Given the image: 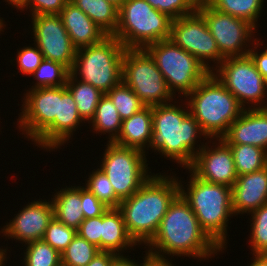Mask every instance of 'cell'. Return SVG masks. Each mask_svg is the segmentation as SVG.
<instances>
[{
  "label": "cell",
  "mask_w": 267,
  "mask_h": 266,
  "mask_svg": "<svg viewBox=\"0 0 267 266\" xmlns=\"http://www.w3.org/2000/svg\"><path fill=\"white\" fill-rule=\"evenodd\" d=\"M152 126L150 154L156 152V156L167 158L183 170L193 163L195 155L209 140L190 114L184 98L152 107Z\"/></svg>",
  "instance_id": "cell-1"
},
{
  "label": "cell",
  "mask_w": 267,
  "mask_h": 266,
  "mask_svg": "<svg viewBox=\"0 0 267 266\" xmlns=\"http://www.w3.org/2000/svg\"><path fill=\"white\" fill-rule=\"evenodd\" d=\"M140 248L163 257H192L200 262H209L223 253L202 230L193 210L180 194L170 204L156 235Z\"/></svg>",
  "instance_id": "cell-2"
},
{
  "label": "cell",
  "mask_w": 267,
  "mask_h": 266,
  "mask_svg": "<svg viewBox=\"0 0 267 266\" xmlns=\"http://www.w3.org/2000/svg\"><path fill=\"white\" fill-rule=\"evenodd\" d=\"M168 171L153 173L140 189L120 202L118 209L126 230L139 247L153 239L170 204L179 195L176 171Z\"/></svg>",
  "instance_id": "cell-3"
},
{
  "label": "cell",
  "mask_w": 267,
  "mask_h": 266,
  "mask_svg": "<svg viewBox=\"0 0 267 266\" xmlns=\"http://www.w3.org/2000/svg\"><path fill=\"white\" fill-rule=\"evenodd\" d=\"M185 170L184 174L188 170L187 182L181 176H177L179 194L193 210L202 230L224 253L229 244V221L235 217L231 187L206 182L196 177L188 168Z\"/></svg>",
  "instance_id": "cell-4"
},
{
  "label": "cell",
  "mask_w": 267,
  "mask_h": 266,
  "mask_svg": "<svg viewBox=\"0 0 267 266\" xmlns=\"http://www.w3.org/2000/svg\"><path fill=\"white\" fill-rule=\"evenodd\" d=\"M190 114L209 139L222 138L244 108L210 72L185 98Z\"/></svg>",
  "instance_id": "cell-5"
},
{
  "label": "cell",
  "mask_w": 267,
  "mask_h": 266,
  "mask_svg": "<svg viewBox=\"0 0 267 266\" xmlns=\"http://www.w3.org/2000/svg\"><path fill=\"white\" fill-rule=\"evenodd\" d=\"M126 48L114 36L76 50L69 73L106 94L122 81V61Z\"/></svg>",
  "instance_id": "cell-6"
},
{
  "label": "cell",
  "mask_w": 267,
  "mask_h": 266,
  "mask_svg": "<svg viewBox=\"0 0 267 266\" xmlns=\"http://www.w3.org/2000/svg\"><path fill=\"white\" fill-rule=\"evenodd\" d=\"M172 20L146 0H125L119 9L113 36L126 49H145L150 44L170 39Z\"/></svg>",
  "instance_id": "cell-7"
},
{
  "label": "cell",
  "mask_w": 267,
  "mask_h": 266,
  "mask_svg": "<svg viewBox=\"0 0 267 266\" xmlns=\"http://www.w3.org/2000/svg\"><path fill=\"white\" fill-rule=\"evenodd\" d=\"M145 50L154 59L175 98H185L210 73L171 39L150 44Z\"/></svg>",
  "instance_id": "cell-8"
},
{
  "label": "cell",
  "mask_w": 267,
  "mask_h": 266,
  "mask_svg": "<svg viewBox=\"0 0 267 266\" xmlns=\"http://www.w3.org/2000/svg\"><path fill=\"white\" fill-rule=\"evenodd\" d=\"M98 167L107 175L115 195L122 201L132 196L154 173L149 157L141 150L123 147L113 142L102 144ZM102 157V158H101ZM148 162V163H147Z\"/></svg>",
  "instance_id": "cell-9"
},
{
  "label": "cell",
  "mask_w": 267,
  "mask_h": 266,
  "mask_svg": "<svg viewBox=\"0 0 267 266\" xmlns=\"http://www.w3.org/2000/svg\"><path fill=\"white\" fill-rule=\"evenodd\" d=\"M122 81L145 107L166 104L175 99L154 59L145 49H126L122 61Z\"/></svg>",
  "instance_id": "cell-10"
},
{
  "label": "cell",
  "mask_w": 267,
  "mask_h": 266,
  "mask_svg": "<svg viewBox=\"0 0 267 266\" xmlns=\"http://www.w3.org/2000/svg\"><path fill=\"white\" fill-rule=\"evenodd\" d=\"M213 73L244 109L267 108V83L249 54L224 58Z\"/></svg>",
  "instance_id": "cell-11"
},
{
  "label": "cell",
  "mask_w": 267,
  "mask_h": 266,
  "mask_svg": "<svg viewBox=\"0 0 267 266\" xmlns=\"http://www.w3.org/2000/svg\"><path fill=\"white\" fill-rule=\"evenodd\" d=\"M197 11L206 21L210 33L216 40L219 52L224 58L247 55L259 39L260 34L252 24L230 14L219 12L205 0H199Z\"/></svg>",
  "instance_id": "cell-12"
},
{
  "label": "cell",
  "mask_w": 267,
  "mask_h": 266,
  "mask_svg": "<svg viewBox=\"0 0 267 266\" xmlns=\"http://www.w3.org/2000/svg\"><path fill=\"white\" fill-rule=\"evenodd\" d=\"M170 39L192 54L209 72H213L224 59L206 21L197 10L172 20Z\"/></svg>",
  "instance_id": "cell-13"
},
{
  "label": "cell",
  "mask_w": 267,
  "mask_h": 266,
  "mask_svg": "<svg viewBox=\"0 0 267 266\" xmlns=\"http://www.w3.org/2000/svg\"><path fill=\"white\" fill-rule=\"evenodd\" d=\"M17 122L13 124L27 141L33 142L58 116L59 87L24 89Z\"/></svg>",
  "instance_id": "cell-14"
},
{
  "label": "cell",
  "mask_w": 267,
  "mask_h": 266,
  "mask_svg": "<svg viewBox=\"0 0 267 266\" xmlns=\"http://www.w3.org/2000/svg\"><path fill=\"white\" fill-rule=\"evenodd\" d=\"M31 20L29 38H33L43 54L44 59L61 63L69 71L72 69L76 49L74 48L70 36L63 25L59 14H46L29 16ZM32 30V31H31Z\"/></svg>",
  "instance_id": "cell-15"
},
{
  "label": "cell",
  "mask_w": 267,
  "mask_h": 266,
  "mask_svg": "<svg viewBox=\"0 0 267 266\" xmlns=\"http://www.w3.org/2000/svg\"><path fill=\"white\" fill-rule=\"evenodd\" d=\"M20 206L16 214L5 222V225L0 226V236H3L8 243L12 239L15 243H20L23 246L26 243L42 240L49 222L54 217V209L50 197L42 199L39 196L31 202ZM8 239V240H7ZM22 244V245H21Z\"/></svg>",
  "instance_id": "cell-16"
},
{
  "label": "cell",
  "mask_w": 267,
  "mask_h": 266,
  "mask_svg": "<svg viewBox=\"0 0 267 266\" xmlns=\"http://www.w3.org/2000/svg\"><path fill=\"white\" fill-rule=\"evenodd\" d=\"M188 169L201 180L229 187L238 177L233 153L222 138L207 140Z\"/></svg>",
  "instance_id": "cell-17"
},
{
  "label": "cell",
  "mask_w": 267,
  "mask_h": 266,
  "mask_svg": "<svg viewBox=\"0 0 267 266\" xmlns=\"http://www.w3.org/2000/svg\"><path fill=\"white\" fill-rule=\"evenodd\" d=\"M86 122L80 117L75 100L66 88L59 87V108L55 120L33 141L37 149L45 152H57L61 147L71 144L76 131ZM73 138V139H72ZM59 149V150H58Z\"/></svg>",
  "instance_id": "cell-18"
},
{
  "label": "cell",
  "mask_w": 267,
  "mask_h": 266,
  "mask_svg": "<svg viewBox=\"0 0 267 266\" xmlns=\"http://www.w3.org/2000/svg\"><path fill=\"white\" fill-rule=\"evenodd\" d=\"M232 209L238 215L251 214L267 203V167L237 177L231 187ZM237 215V216H236Z\"/></svg>",
  "instance_id": "cell-19"
},
{
  "label": "cell",
  "mask_w": 267,
  "mask_h": 266,
  "mask_svg": "<svg viewBox=\"0 0 267 266\" xmlns=\"http://www.w3.org/2000/svg\"><path fill=\"white\" fill-rule=\"evenodd\" d=\"M222 139L227 144H248L267 151V108L244 109Z\"/></svg>",
  "instance_id": "cell-20"
},
{
  "label": "cell",
  "mask_w": 267,
  "mask_h": 266,
  "mask_svg": "<svg viewBox=\"0 0 267 266\" xmlns=\"http://www.w3.org/2000/svg\"><path fill=\"white\" fill-rule=\"evenodd\" d=\"M76 50L101 42L108 35L70 1L59 14Z\"/></svg>",
  "instance_id": "cell-21"
},
{
  "label": "cell",
  "mask_w": 267,
  "mask_h": 266,
  "mask_svg": "<svg viewBox=\"0 0 267 266\" xmlns=\"http://www.w3.org/2000/svg\"><path fill=\"white\" fill-rule=\"evenodd\" d=\"M152 133V107H144L130 118L122 120L120 133L113 143L148 154Z\"/></svg>",
  "instance_id": "cell-22"
},
{
  "label": "cell",
  "mask_w": 267,
  "mask_h": 266,
  "mask_svg": "<svg viewBox=\"0 0 267 266\" xmlns=\"http://www.w3.org/2000/svg\"><path fill=\"white\" fill-rule=\"evenodd\" d=\"M139 246L129 236L122 212L118 208H109L101 215V251L116 254H129Z\"/></svg>",
  "instance_id": "cell-23"
},
{
  "label": "cell",
  "mask_w": 267,
  "mask_h": 266,
  "mask_svg": "<svg viewBox=\"0 0 267 266\" xmlns=\"http://www.w3.org/2000/svg\"><path fill=\"white\" fill-rule=\"evenodd\" d=\"M80 184L71 183L69 186L60 188L56 186L55 192H51V202L54 209V217L66 226L75 229L80 227L85 219L81 204V182ZM58 190V191H57Z\"/></svg>",
  "instance_id": "cell-24"
},
{
  "label": "cell",
  "mask_w": 267,
  "mask_h": 266,
  "mask_svg": "<svg viewBox=\"0 0 267 266\" xmlns=\"http://www.w3.org/2000/svg\"><path fill=\"white\" fill-rule=\"evenodd\" d=\"M90 133L101 137L106 136L107 142H113L119 135L122 125V119L107 94H104L97 107L94 117L90 120ZM92 129V130H91ZM108 133V134H107Z\"/></svg>",
  "instance_id": "cell-25"
},
{
  "label": "cell",
  "mask_w": 267,
  "mask_h": 266,
  "mask_svg": "<svg viewBox=\"0 0 267 266\" xmlns=\"http://www.w3.org/2000/svg\"><path fill=\"white\" fill-rule=\"evenodd\" d=\"M82 10L108 36H113L118 25L119 10L106 0H69Z\"/></svg>",
  "instance_id": "cell-26"
},
{
  "label": "cell",
  "mask_w": 267,
  "mask_h": 266,
  "mask_svg": "<svg viewBox=\"0 0 267 266\" xmlns=\"http://www.w3.org/2000/svg\"><path fill=\"white\" fill-rule=\"evenodd\" d=\"M65 86L75 100L80 117L88 124L94 117L96 107L104 93L89 83L75 79L70 73Z\"/></svg>",
  "instance_id": "cell-27"
},
{
  "label": "cell",
  "mask_w": 267,
  "mask_h": 266,
  "mask_svg": "<svg viewBox=\"0 0 267 266\" xmlns=\"http://www.w3.org/2000/svg\"><path fill=\"white\" fill-rule=\"evenodd\" d=\"M219 12L230 14L252 24L257 30L266 0H205Z\"/></svg>",
  "instance_id": "cell-28"
},
{
  "label": "cell",
  "mask_w": 267,
  "mask_h": 266,
  "mask_svg": "<svg viewBox=\"0 0 267 266\" xmlns=\"http://www.w3.org/2000/svg\"><path fill=\"white\" fill-rule=\"evenodd\" d=\"M233 153L237 176L267 167V151L248 144H228Z\"/></svg>",
  "instance_id": "cell-29"
},
{
  "label": "cell",
  "mask_w": 267,
  "mask_h": 266,
  "mask_svg": "<svg viewBox=\"0 0 267 266\" xmlns=\"http://www.w3.org/2000/svg\"><path fill=\"white\" fill-rule=\"evenodd\" d=\"M22 247L24 248L22 257L20 256L23 258L20 261L22 266H62L61 254L43 239L26 243L18 248L22 251Z\"/></svg>",
  "instance_id": "cell-30"
},
{
  "label": "cell",
  "mask_w": 267,
  "mask_h": 266,
  "mask_svg": "<svg viewBox=\"0 0 267 266\" xmlns=\"http://www.w3.org/2000/svg\"><path fill=\"white\" fill-rule=\"evenodd\" d=\"M69 75V70L61 63L43 59L38 68L34 71L31 77L34 79L31 85L25 89H37L48 87H63L66 85V80Z\"/></svg>",
  "instance_id": "cell-31"
},
{
  "label": "cell",
  "mask_w": 267,
  "mask_h": 266,
  "mask_svg": "<svg viewBox=\"0 0 267 266\" xmlns=\"http://www.w3.org/2000/svg\"><path fill=\"white\" fill-rule=\"evenodd\" d=\"M82 185L109 208H119L121 200L115 195L107 175L97 166L84 176Z\"/></svg>",
  "instance_id": "cell-32"
},
{
  "label": "cell",
  "mask_w": 267,
  "mask_h": 266,
  "mask_svg": "<svg viewBox=\"0 0 267 266\" xmlns=\"http://www.w3.org/2000/svg\"><path fill=\"white\" fill-rule=\"evenodd\" d=\"M251 215V216H250ZM250 223L247 243L250 254H267V203L249 214Z\"/></svg>",
  "instance_id": "cell-33"
},
{
  "label": "cell",
  "mask_w": 267,
  "mask_h": 266,
  "mask_svg": "<svg viewBox=\"0 0 267 266\" xmlns=\"http://www.w3.org/2000/svg\"><path fill=\"white\" fill-rule=\"evenodd\" d=\"M98 252L100 250L96 245L76 234L71 243L61 253V265L87 266Z\"/></svg>",
  "instance_id": "cell-34"
},
{
  "label": "cell",
  "mask_w": 267,
  "mask_h": 266,
  "mask_svg": "<svg viewBox=\"0 0 267 266\" xmlns=\"http://www.w3.org/2000/svg\"><path fill=\"white\" fill-rule=\"evenodd\" d=\"M115 105L122 120L130 118L145 106L123 81L106 93Z\"/></svg>",
  "instance_id": "cell-35"
},
{
  "label": "cell",
  "mask_w": 267,
  "mask_h": 266,
  "mask_svg": "<svg viewBox=\"0 0 267 266\" xmlns=\"http://www.w3.org/2000/svg\"><path fill=\"white\" fill-rule=\"evenodd\" d=\"M16 56L10 59V63L12 64L15 61L13 66L18 65L17 73L19 72L24 76L30 77L34 71L38 68V66L43 61L44 57L38 46L32 42L30 45H24L23 47L17 48Z\"/></svg>",
  "instance_id": "cell-36"
},
{
  "label": "cell",
  "mask_w": 267,
  "mask_h": 266,
  "mask_svg": "<svg viewBox=\"0 0 267 266\" xmlns=\"http://www.w3.org/2000/svg\"><path fill=\"white\" fill-rule=\"evenodd\" d=\"M77 231L58 221L55 217L49 222L43 240L60 254L67 248Z\"/></svg>",
  "instance_id": "cell-37"
},
{
  "label": "cell",
  "mask_w": 267,
  "mask_h": 266,
  "mask_svg": "<svg viewBox=\"0 0 267 266\" xmlns=\"http://www.w3.org/2000/svg\"><path fill=\"white\" fill-rule=\"evenodd\" d=\"M154 9L172 19L187 16L197 10L199 0H146Z\"/></svg>",
  "instance_id": "cell-38"
},
{
  "label": "cell",
  "mask_w": 267,
  "mask_h": 266,
  "mask_svg": "<svg viewBox=\"0 0 267 266\" xmlns=\"http://www.w3.org/2000/svg\"><path fill=\"white\" fill-rule=\"evenodd\" d=\"M69 0H26L25 4L18 10L21 13H30L27 16L60 14ZM29 11V12H28Z\"/></svg>",
  "instance_id": "cell-39"
},
{
  "label": "cell",
  "mask_w": 267,
  "mask_h": 266,
  "mask_svg": "<svg viewBox=\"0 0 267 266\" xmlns=\"http://www.w3.org/2000/svg\"><path fill=\"white\" fill-rule=\"evenodd\" d=\"M81 204L85 219L103 215L109 207L81 184Z\"/></svg>",
  "instance_id": "cell-40"
},
{
  "label": "cell",
  "mask_w": 267,
  "mask_h": 266,
  "mask_svg": "<svg viewBox=\"0 0 267 266\" xmlns=\"http://www.w3.org/2000/svg\"><path fill=\"white\" fill-rule=\"evenodd\" d=\"M77 234L96 245L101 251V216L84 219L77 230Z\"/></svg>",
  "instance_id": "cell-41"
},
{
  "label": "cell",
  "mask_w": 267,
  "mask_h": 266,
  "mask_svg": "<svg viewBox=\"0 0 267 266\" xmlns=\"http://www.w3.org/2000/svg\"><path fill=\"white\" fill-rule=\"evenodd\" d=\"M259 38L249 50V55L254 61L257 70L265 78L267 83V44ZM265 45V47H264ZM264 48V49H263Z\"/></svg>",
  "instance_id": "cell-42"
},
{
  "label": "cell",
  "mask_w": 267,
  "mask_h": 266,
  "mask_svg": "<svg viewBox=\"0 0 267 266\" xmlns=\"http://www.w3.org/2000/svg\"><path fill=\"white\" fill-rule=\"evenodd\" d=\"M145 254L141 256L140 266H176L173 264V257H163L149 252L148 250L143 251Z\"/></svg>",
  "instance_id": "cell-43"
},
{
  "label": "cell",
  "mask_w": 267,
  "mask_h": 266,
  "mask_svg": "<svg viewBox=\"0 0 267 266\" xmlns=\"http://www.w3.org/2000/svg\"><path fill=\"white\" fill-rule=\"evenodd\" d=\"M116 255L113 252L100 251L87 266H110Z\"/></svg>",
  "instance_id": "cell-44"
},
{
  "label": "cell",
  "mask_w": 267,
  "mask_h": 266,
  "mask_svg": "<svg viewBox=\"0 0 267 266\" xmlns=\"http://www.w3.org/2000/svg\"><path fill=\"white\" fill-rule=\"evenodd\" d=\"M132 257L129 254H117L110 266H140L141 260L131 259ZM137 261V262H136Z\"/></svg>",
  "instance_id": "cell-45"
},
{
  "label": "cell",
  "mask_w": 267,
  "mask_h": 266,
  "mask_svg": "<svg viewBox=\"0 0 267 266\" xmlns=\"http://www.w3.org/2000/svg\"><path fill=\"white\" fill-rule=\"evenodd\" d=\"M251 256H253L250 257L251 263H247V266H267V254H251Z\"/></svg>",
  "instance_id": "cell-46"
},
{
  "label": "cell",
  "mask_w": 267,
  "mask_h": 266,
  "mask_svg": "<svg viewBox=\"0 0 267 266\" xmlns=\"http://www.w3.org/2000/svg\"><path fill=\"white\" fill-rule=\"evenodd\" d=\"M6 245V246H5ZM0 246V266H7V262L10 258L12 246L8 247L7 244ZM10 248V249H9ZM9 249V250H8ZM11 250V251H10ZM10 254V255H9Z\"/></svg>",
  "instance_id": "cell-47"
},
{
  "label": "cell",
  "mask_w": 267,
  "mask_h": 266,
  "mask_svg": "<svg viewBox=\"0 0 267 266\" xmlns=\"http://www.w3.org/2000/svg\"><path fill=\"white\" fill-rule=\"evenodd\" d=\"M26 0H3V2H5V5H8L11 7V9L16 8L17 12L18 10L25 4Z\"/></svg>",
  "instance_id": "cell-48"
},
{
  "label": "cell",
  "mask_w": 267,
  "mask_h": 266,
  "mask_svg": "<svg viewBox=\"0 0 267 266\" xmlns=\"http://www.w3.org/2000/svg\"><path fill=\"white\" fill-rule=\"evenodd\" d=\"M106 1L114 5L119 10L125 0H106Z\"/></svg>",
  "instance_id": "cell-49"
},
{
  "label": "cell",
  "mask_w": 267,
  "mask_h": 266,
  "mask_svg": "<svg viewBox=\"0 0 267 266\" xmlns=\"http://www.w3.org/2000/svg\"><path fill=\"white\" fill-rule=\"evenodd\" d=\"M5 18L3 17H1V15H0V34L2 35V34H4V33H2V32H4L5 31V28H9V27H7L8 26V24H7V22L4 20ZM7 25V26H6Z\"/></svg>",
  "instance_id": "cell-50"
}]
</instances>
